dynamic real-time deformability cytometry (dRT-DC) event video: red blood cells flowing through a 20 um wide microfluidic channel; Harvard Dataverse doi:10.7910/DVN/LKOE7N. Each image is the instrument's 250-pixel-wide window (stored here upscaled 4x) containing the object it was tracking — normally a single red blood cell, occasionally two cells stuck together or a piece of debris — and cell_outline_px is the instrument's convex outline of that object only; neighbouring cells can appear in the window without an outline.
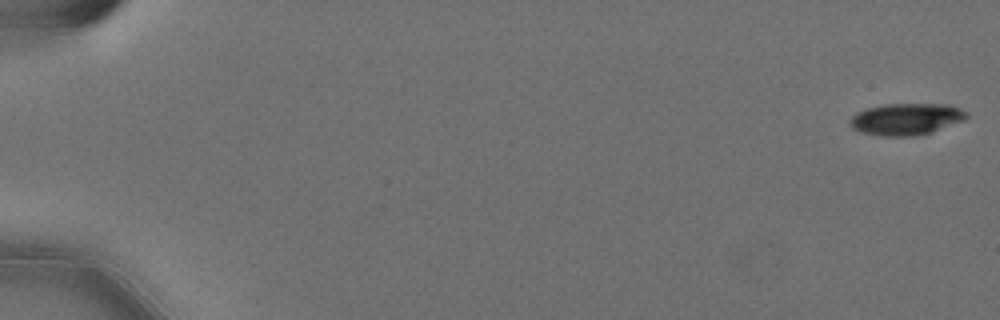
{"species": "Egyptian fruit bat (a non-hibernating species)", "species_latin": "Rousettus aegyptiacus", "temperature_condition": "cold", "stored_images_in_passage": 58, "camera_frame_rate_fps": 3000, "um_per_image_px": 0.085, "animal": {"sex": "female"}, "frame": {"image": 1, "passage_image": 1, "time_ms": 0.0, "image_size_px": [1000, 320], "cell_outline_px": [[968, 116], [964, 120], [932, 132], [916, 136], [880, 136], [860, 132], [852, 128], [848, 124], [848, 120], [856, 112], [868, 108], [884, 104], [948, 104], [960, 108], [968, 112]], "centroid_in_image_um": [77.01, 10.13], "position_along_channel_um": 8.0, "area_um2": 21.79}}
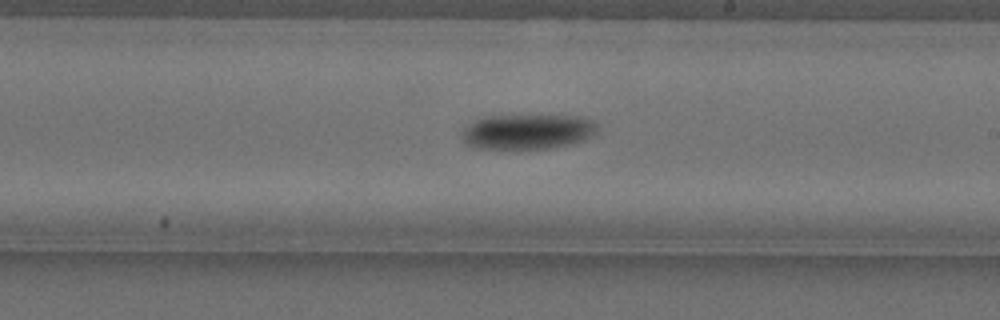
{"frame": {"image": 2, "passage_image": 35, "time_ms": 11.333, "image_size_px": [1000, 320], "cell_outline_px": [[596, 132], [592, 136], [584, 140], [568, 144], [548, 148], [516, 152], [476, 148], [468, 144], [464, 140], [460, 132], [464, 128], [476, 120], [484, 116], [580, 116], [596, 120]], "centroid_in_image_um": [44.82, 11.23], "position_along_channel_um": 244.2, "area_um2": 28.44}}
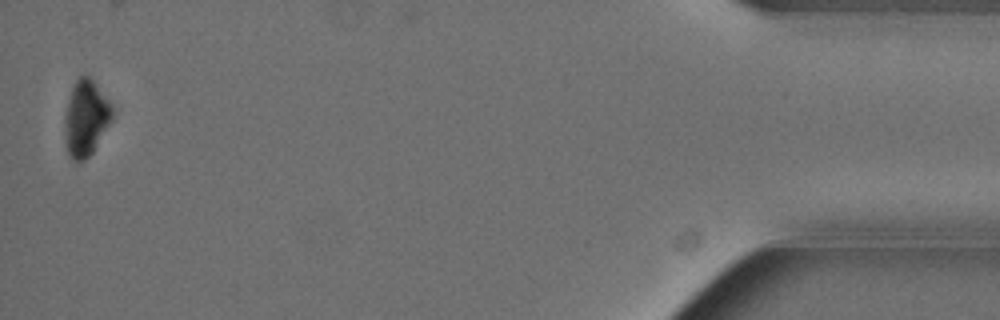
{"frame": {"image": 3, "passage_image": 57, "time_ms": 18.667, "image_size_px": [1000, 320], "cell_outline_px": [[112, 120], [92, 152], [80, 164], [76, 164], [68, 156], [64, 136], [64, 116], [68, 100], [72, 88], [76, 80], [80, 76], [88, 76], [92, 80], [112, 104]], "centroid_in_image_um": [7.27, 10.1], "position_along_channel_um": 427.9, "area_um2": 21.1}, "authors_computed_cell_mechanics": {"area_um2": 24.7384, "velocity_mm_per_s": 3.5803, "shape_relaxation_time_tau1_ms": 2.4882, "shape_relaxation_time_tau2_ms": null, "deformation_change_tau1": 0.1095, "deformation_change_tau2": null}}